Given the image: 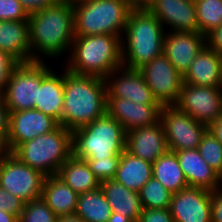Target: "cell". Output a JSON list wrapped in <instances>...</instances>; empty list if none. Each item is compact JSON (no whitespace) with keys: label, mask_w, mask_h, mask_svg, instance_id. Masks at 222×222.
Returning <instances> with one entry per match:
<instances>
[{"label":"cell","mask_w":222,"mask_h":222,"mask_svg":"<svg viewBox=\"0 0 222 222\" xmlns=\"http://www.w3.org/2000/svg\"><path fill=\"white\" fill-rule=\"evenodd\" d=\"M28 21L32 62L69 56L75 38L72 6L57 1L45 10L30 14Z\"/></svg>","instance_id":"cell-1"},{"label":"cell","mask_w":222,"mask_h":222,"mask_svg":"<svg viewBox=\"0 0 222 222\" xmlns=\"http://www.w3.org/2000/svg\"><path fill=\"white\" fill-rule=\"evenodd\" d=\"M61 125L73 131L106 114L107 87L103 78L76 74L64 68Z\"/></svg>","instance_id":"cell-2"},{"label":"cell","mask_w":222,"mask_h":222,"mask_svg":"<svg viewBox=\"0 0 222 222\" xmlns=\"http://www.w3.org/2000/svg\"><path fill=\"white\" fill-rule=\"evenodd\" d=\"M165 33V27L150 10L134 7L121 39L123 67L138 70L161 55Z\"/></svg>","instance_id":"cell-3"},{"label":"cell","mask_w":222,"mask_h":222,"mask_svg":"<svg viewBox=\"0 0 222 222\" xmlns=\"http://www.w3.org/2000/svg\"><path fill=\"white\" fill-rule=\"evenodd\" d=\"M121 39L109 34L75 36L64 66L76 74L105 79L123 66Z\"/></svg>","instance_id":"cell-4"},{"label":"cell","mask_w":222,"mask_h":222,"mask_svg":"<svg viewBox=\"0 0 222 222\" xmlns=\"http://www.w3.org/2000/svg\"><path fill=\"white\" fill-rule=\"evenodd\" d=\"M126 149L124 127L107 113L72 131V155L78 159H103Z\"/></svg>","instance_id":"cell-5"},{"label":"cell","mask_w":222,"mask_h":222,"mask_svg":"<svg viewBox=\"0 0 222 222\" xmlns=\"http://www.w3.org/2000/svg\"><path fill=\"white\" fill-rule=\"evenodd\" d=\"M134 0H88L73 7L75 36H123Z\"/></svg>","instance_id":"cell-6"},{"label":"cell","mask_w":222,"mask_h":222,"mask_svg":"<svg viewBox=\"0 0 222 222\" xmlns=\"http://www.w3.org/2000/svg\"><path fill=\"white\" fill-rule=\"evenodd\" d=\"M12 154L46 177L57 175L72 156V131L59 125L49 133L21 143Z\"/></svg>","instance_id":"cell-7"},{"label":"cell","mask_w":222,"mask_h":222,"mask_svg":"<svg viewBox=\"0 0 222 222\" xmlns=\"http://www.w3.org/2000/svg\"><path fill=\"white\" fill-rule=\"evenodd\" d=\"M52 68L46 61L18 63L13 68L3 93L9 113L34 109L41 81Z\"/></svg>","instance_id":"cell-8"},{"label":"cell","mask_w":222,"mask_h":222,"mask_svg":"<svg viewBox=\"0 0 222 222\" xmlns=\"http://www.w3.org/2000/svg\"><path fill=\"white\" fill-rule=\"evenodd\" d=\"M46 176L6 152L0 161V186L25 203L41 197Z\"/></svg>","instance_id":"cell-9"},{"label":"cell","mask_w":222,"mask_h":222,"mask_svg":"<svg viewBox=\"0 0 222 222\" xmlns=\"http://www.w3.org/2000/svg\"><path fill=\"white\" fill-rule=\"evenodd\" d=\"M160 121L171 151L196 149L207 131V125L194 120L176 106H162Z\"/></svg>","instance_id":"cell-10"},{"label":"cell","mask_w":222,"mask_h":222,"mask_svg":"<svg viewBox=\"0 0 222 222\" xmlns=\"http://www.w3.org/2000/svg\"><path fill=\"white\" fill-rule=\"evenodd\" d=\"M161 106H175L184 83L183 76L162 53L138 69Z\"/></svg>","instance_id":"cell-11"},{"label":"cell","mask_w":222,"mask_h":222,"mask_svg":"<svg viewBox=\"0 0 222 222\" xmlns=\"http://www.w3.org/2000/svg\"><path fill=\"white\" fill-rule=\"evenodd\" d=\"M175 106L194 120L208 126L222 114V87L183 83Z\"/></svg>","instance_id":"cell-12"},{"label":"cell","mask_w":222,"mask_h":222,"mask_svg":"<svg viewBox=\"0 0 222 222\" xmlns=\"http://www.w3.org/2000/svg\"><path fill=\"white\" fill-rule=\"evenodd\" d=\"M59 125L56 119L35 109L11 112L5 148L12 153L21 143L49 133Z\"/></svg>","instance_id":"cell-13"},{"label":"cell","mask_w":222,"mask_h":222,"mask_svg":"<svg viewBox=\"0 0 222 222\" xmlns=\"http://www.w3.org/2000/svg\"><path fill=\"white\" fill-rule=\"evenodd\" d=\"M169 210L173 222H212L211 191L187 187L172 193Z\"/></svg>","instance_id":"cell-14"},{"label":"cell","mask_w":222,"mask_h":222,"mask_svg":"<svg viewBox=\"0 0 222 222\" xmlns=\"http://www.w3.org/2000/svg\"><path fill=\"white\" fill-rule=\"evenodd\" d=\"M204 46H206V36L198 31H166L163 41V54L174 68L184 76Z\"/></svg>","instance_id":"cell-15"},{"label":"cell","mask_w":222,"mask_h":222,"mask_svg":"<svg viewBox=\"0 0 222 222\" xmlns=\"http://www.w3.org/2000/svg\"><path fill=\"white\" fill-rule=\"evenodd\" d=\"M107 97H118L139 104H159L139 70L120 67L106 78Z\"/></svg>","instance_id":"cell-16"},{"label":"cell","mask_w":222,"mask_h":222,"mask_svg":"<svg viewBox=\"0 0 222 222\" xmlns=\"http://www.w3.org/2000/svg\"><path fill=\"white\" fill-rule=\"evenodd\" d=\"M161 108L160 104H139L123 98L107 97L106 113L117 120L127 133L158 123Z\"/></svg>","instance_id":"cell-17"},{"label":"cell","mask_w":222,"mask_h":222,"mask_svg":"<svg viewBox=\"0 0 222 222\" xmlns=\"http://www.w3.org/2000/svg\"><path fill=\"white\" fill-rule=\"evenodd\" d=\"M126 150L134 156L154 163L169 149L161 121L126 133Z\"/></svg>","instance_id":"cell-18"},{"label":"cell","mask_w":222,"mask_h":222,"mask_svg":"<svg viewBox=\"0 0 222 222\" xmlns=\"http://www.w3.org/2000/svg\"><path fill=\"white\" fill-rule=\"evenodd\" d=\"M150 11L160 20L165 31H198L195 0H161Z\"/></svg>","instance_id":"cell-19"},{"label":"cell","mask_w":222,"mask_h":222,"mask_svg":"<svg viewBox=\"0 0 222 222\" xmlns=\"http://www.w3.org/2000/svg\"><path fill=\"white\" fill-rule=\"evenodd\" d=\"M188 187L214 191L221 188L219 174L200 156L198 149L174 151Z\"/></svg>","instance_id":"cell-20"},{"label":"cell","mask_w":222,"mask_h":222,"mask_svg":"<svg viewBox=\"0 0 222 222\" xmlns=\"http://www.w3.org/2000/svg\"><path fill=\"white\" fill-rule=\"evenodd\" d=\"M183 81L196 86L222 87V55L204 46L183 76Z\"/></svg>","instance_id":"cell-21"},{"label":"cell","mask_w":222,"mask_h":222,"mask_svg":"<svg viewBox=\"0 0 222 222\" xmlns=\"http://www.w3.org/2000/svg\"><path fill=\"white\" fill-rule=\"evenodd\" d=\"M113 211V218L137 222L142 211L139 193L129 190L116 180H106L100 185Z\"/></svg>","instance_id":"cell-22"},{"label":"cell","mask_w":222,"mask_h":222,"mask_svg":"<svg viewBox=\"0 0 222 222\" xmlns=\"http://www.w3.org/2000/svg\"><path fill=\"white\" fill-rule=\"evenodd\" d=\"M0 50L18 63L32 62L29 42V21H0Z\"/></svg>","instance_id":"cell-23"},{"label":"cell","mask_w":222,"mask_h":222,"mask_svg":"<svg viewBox=\"0 0 222 222\" xmlns=\"http://www.w3.org/2000/svg\"><path fill=\"white\" fill-rule=\"evenodd\" d=\"M52 69L41 81L34 109L50 115L61 125L64 100V66L59 75Z\"/></svg>","instance_id":"cell-24"},{"label":"cell","mask_w":222,"mask_h":222,"mask_svg":"<svg viewBox=\"0 0 222 222\" xmlns=\"http://www.w3.org/2000/svg\"><path fill=\"white\" fill-rule=\"evenodd\" d=\"M79 194L57 175L45 178L41 198L58 217L76 212Z\"/></svg>","instance_id":"cell-25"},{"label":"cell","mask_w":222,"mask_h":222,"mask_svg":"<svg viewBox=\"0 0 222 222\" xmlns=\"http://www.w3.org/2000/svg\"><path fill=\"white\" fill-rule=\"evenodd\" d=\"M151 177H153L151 162L132 155L126 149L122 152L114 180L129 190L139 193Z\"/></svg>","instance_id":"cell-26"},{"label":"cell","mask_w":222,"mask_h":222,"mask_svg":"<svg viewBox=\"0 0 222 222\" xmlns=\"http://www.w3.org/2000/svg\"><path fill=\"white\" fill-rule=\"evenodd\" d=\"M57 176L78 194L95 190L101 185L86 160L73 155L60 167Z\"/></svg>","instance_id":"cell-27"},{"label":"cell","mask_w":222,"mask_h":222,"mask_svg":"<svg viewBox=\"0 0 222 222\" xmlns=\"http://www.w3.org/2000/svg\"><path fill=\"white\" fill-rule=\"evenodd\" d=\"M153 177L172 193L179 192L188 187L182 169L174 151L168 150L154 163Z\"/></svg>","instance_id":"cell-28"},{"label":"cell","mask_w":222,"mask_h":222,"mask_svg":"<svg viewBox=\"0 0 222 222\" xmlns=\"http://www.w3.org/2000/svg\"><path fill=\"white\" fill-rule=\"evenodd\" d=\"M75 213L85 222H108L113 218L112 208L101 187L79 194Z\"/></svg>","instance_id":"cell-29"},{"label":"cell","mask_w":222,"mask_h":222,"mask_svg":"<svg viewBox=\"0 0 222 222\" xmlns=\"http://www.w3.org/2000/svg\"><path fill=\"white\" fill-rule=\"evenodd\" d=\"M198 32L205 36L222 24V0H195Z\"/></svg>","instance_id":"cell-30"},{"label":"cell","mask_w":222,"mask_h":222,"mask_svg":"<svg viewBox=\"0 0 222 222\" xmlns=\"http://www.w3.org/2000/svg\"><path fill=\"white\" fill-rule=\"evenodd\" d=\"M142 208L168 209L172 192L166 189L157 179L151 177L139 191Z\"/></svg>","instance_id":"cell-31"},{"label":"cell","mask_w":222,"mask_h":222,"mask_svg":"<svg viewBox=\"0 0 222 222\" xmlns=\"http://www.w3.org/2000/svg\"><path fill=\"white\" fill-rule=\"evenodd\" d=\"M197 149L203 160L220 175L222 172V144L207 130Z\"/></svg>","instance_id":"cell-32"},{"label":"cell","mask_w":222,"mask_h":222,"mask_svg":"<svg viewBox=\"0 0 222 222\" xmlns=\"http://www.w3.org/2000/svg\"><path fill=\"white\" fill-rule=\"evenodd\" d=\"M57 216L39 197L24 204L19 222H56Z\"/></svg>","instance_id":"cell-33"},{"label":"cell","mask_w":222,"mask_h":222,"mask_svg":"<svg viewBox=\"0 0 222 222\" xmlns=\"http://www.w3.org/2000/svg\"><path fill=\"white\" fill-rule=\"evenodd\" d=\"M121 155L103 159H85L90 169L101 182L114 179Z\"/></svg>","instance_id":"cell-34"},{"label":"cell","mask_w":222,"mask_h":222,"mask_svg":"<svg viewBox=\"0 0 222 222\" xmlns=\"http://www.w3.org/2000/svg\"><path fill=\"white\" fill-rule=\"evenodd\" d=\"M29 15L18 0H0V21L28 20Z\"/></svg>","instance_id":"cell-35"},{"label":"cell","mask_w":222,"mask_h":222,"mask_svg":"<svg viewBox=\"0 0 222 222\" xmlns=\"http://www.w3.org/2000/svg\"><path fill=\"white\" fill-rule=\"evenodd\" d=\"M25 202L19 197L14 196L10 192H7L2 186H0V210L6 211L16 215L20 218Z\"/></svg>","instance_id":"cell-36"},{"label":"cell","mask_w":222,"mask_h":222,"mask_svg":"<svg viewBox=\"0 0 222 222\" xmlns=\"http://www.w3.org/2000/svg\"><path fill=\"white\" fill-rule=\"evenodd\" d=\"M17 64L9 54L0 50V94L4 93L10 73Z\"/></svg>","instance_id":"cell-37"},{"label":"cell","mask_w":222,"mask_h":222,"mask_svg":"<svg viewBox=\"0 0 222 222\" xmlns=\"http://www.w3.org/2000/svg\"><path fill=\"white\" fill-rule=\"evenodd\" d=\"M137 222H173V217L168 209L143 208Z\"/></svg>","instance_id":"cell-38"},{"label":"cell","mask_w":222,"mask_h":222,"mask_svg":"<svg viewBox=\"0 0 222 222\" xmlns=\"http://www.w3.org/2000/svg\"><path fill=\"white\" fill-rule=\"evenodd\" d=\"M9 112L4 95L0 94V145L5 146L8 133Z\"/></svg>","instance_id":"cell-39"},{"label":"cell","mask_w":222,"mask_h":222,"mask_svg":"<svg viewBox=\"0 0 222 222\" xmlns=\"http://www.w3.org/2000/svg\"><path fill=\"white\" fill-rule=\"evenodd\" d=\"M212 222H222V188L211 191Z\"/></svg>","instance_id":"cell-40"},{"label":"cell","mask_w":222,"mask_h":222,"mask_svg":"<svg viewBox=\"0 0 222 222\" xmlns=\"http://www.w3.org/2000/svg\"><path fill=\"white\" fill-rule=\"evenodd\" d=\"M28 15L45 10L58 0H18Z\"/></svg>","instance_id":"cell-41"},{"label":"cell","mask_w":222,"mask_h":222,"mask_svg":"<svg viewBox=\"0 0 222 222\" xmlns=\"http://www.w3.org/2000/svg\"><path fill=\"white\" fill-rule=\"evenodd\" d=\"M206 45L222 55V24L206 35Z\"/></svg>","instance_id":"cell-42"},{"label":"cell","mask_w":222,"mask_h":222,"mask_svg":"<svg viewBox=\"0 0 222 222\" xmlns=\"http://www.w3.org/2000/svg\"><path fill=\"white\" fill-rule=\"evenodd\" d=\"M207 130L222 144V114L207 126Z\"/></svg>","instance_id":"cell-43"},{"label":"cell","mask_w":222,"mask_h":222,"mask_svg":"<svg viewBox=\"0 0 222 222\" xmlns=\"http://www.w3.org/2000/svg\"><path fill=\"white\" fill-rule=\"evenodd\" d=\"M159 1L161 0H134V7L142 10H150Z\"/></svg>","instance_id":"cell-44"},{"label":"cell","mask_w":222,"mask_h":222,"mask_svg":"<svg viewBox=\"0 0 222 222\" xmlns=\"http://www.w3.org/2000/svg\"><path fill=\"white\" fill-rule=\"evenodd\" d=\"M56 222H85L78 214L71 213L58 216Z\"/></svg>","instance_id":"cell-45"},{"label":"cell","mask_w":222,"mask_h":222,"mask_svg":"<svg viewBox=\"0 0 222 222\" xmlns=\"http://www.w3.org/2000/svg\"><path fill=\"white\" fill-rule=\"evenodd\" d=\"M0 222H19V218L12 213L0 210Z\"/></svg>","instance_id":"cell-46"},{"label":"cell","mask_w":222,"mask_h":222,"mask_svg":"<svg viewBox=\"0 0 222 222\" xmlns=\"http://www.w3.org/2000/svg\"><path fill=\"white\" fill-rule=\"evenodd\" d=\"M88 0H58V2H62L64 4L70 5L72 7L80 4V3H85Z\"/></svg>","instance_id":"cell-47"},{"label":"cell","mask_w":222,"mask_h":222,"mask_svg":"<svg viewBox=\"0 0 222 222\" xmlns=\"http://www.w3.org/2000/svg\"><path fill=\"white\" fill-rule=\"evenodd\" d=\"M7 152L5 146L0 145V161L2 160V157L5 155Z\"/></svg>","instance_id":"cell-48"},{"label":"cell","mask_w":222,"mask_h":222,"mask_svg":"<svg viewBox=\"0 0 222 222\" xmlns=\"http://www.w3.org/2000/svg\"><path fill=\"white\" fill-rule=\"evenodd\" d=\"M108 222H125V221L117 218H112Z\"/></svg>","instance_id":"cell-49"},{"label":"cell","mask_w":222,"mask_h":222,"mask_svg":"<svg viewBox=\"0 0 222 222\" xmlns=\"http://www.w3.org/2000/svg\"><path fill=\"white\" fill-rule=\"evenodd\" d=\"M219 182H220V186H221V188H222V172H221L220 175H219Z\"/></svg>","instance_id":"cell-50"}]
</instances>
